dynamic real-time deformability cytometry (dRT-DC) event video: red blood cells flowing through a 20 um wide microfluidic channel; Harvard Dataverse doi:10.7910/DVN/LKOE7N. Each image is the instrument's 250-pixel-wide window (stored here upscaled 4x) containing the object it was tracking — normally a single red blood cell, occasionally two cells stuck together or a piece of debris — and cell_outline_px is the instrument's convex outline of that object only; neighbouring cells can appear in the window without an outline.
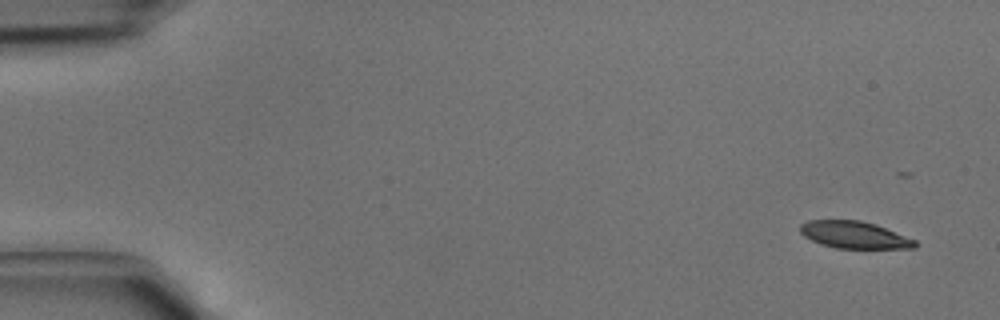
{"species": "common noctule bat (a hibernating species)", "species_latin": "Nyctalus noctula", "temperature_condition": "cold", "stored_images_in_passage": 4, "camera_frame_rate_fps": 3000, "um_per_image_px": 0.085, "animal": {"sex": "male", "body_mass_g": 15.6}, "frame": {"image": 1, "passage_image": 1, "time_ms": 0.0, "image_size_px": [1000, 320], "cell_outline_px": [[916, 248], [836, 248], [820, 244], [804, 236], [800, 232], [800, 224], [808, 220], [860, 220], [876, 224], [916, 240]], "centroid_in_image_um": [72.6, 19.96], "position_along_channel_um": 12.4, "area_um2": 18.09}}